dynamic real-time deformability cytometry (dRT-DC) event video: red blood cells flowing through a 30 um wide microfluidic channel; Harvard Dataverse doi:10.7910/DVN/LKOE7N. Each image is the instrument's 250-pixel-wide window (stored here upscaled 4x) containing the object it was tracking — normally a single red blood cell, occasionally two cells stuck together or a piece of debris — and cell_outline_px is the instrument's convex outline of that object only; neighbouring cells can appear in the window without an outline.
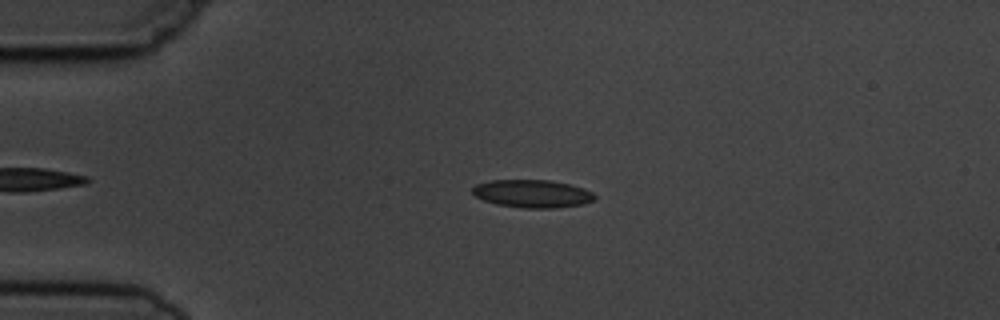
{"species": "common noctule bat (a hibernating species)", "species_latin": "Nyctalus noctula", "temperature_condition": "cold", "stored_images_in_passage": 5, "camera_frame_rate_fps": 3000, "um_per_image_px": 0.085, "animal": {"sex": "male", "body_mass_g": 19.5, "forearm_length_mm": 54.6}, "frame": {"image": 1, "passage_image": 3, "time_ms": 2.333, "image_size_px": [1000, 320], "cell_outline_px": [[596, 196], [592, 200], [584, 204], [556, 208], [520, 208], [496, 204], [484, 200], [476, 196], [472, 192], [472, 188], [476, 184], [492, 180], [548, 180], [568, 184], [584, 188], [592, 192]], "centroid_in_image_um": [45.24, 16.47], "position_along_channel_um": 39.8, "area_um2": 19.83}}
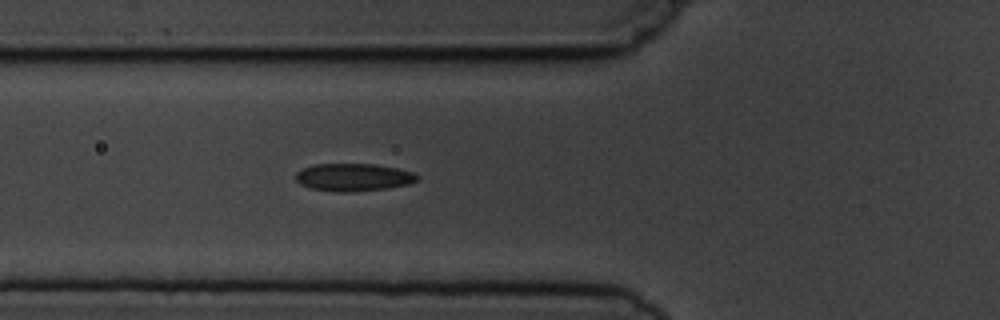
{"frame": {"image": 2, "passage_image": 5, "time_ms": 4.667, "image_size_px": [1000, 320], "cell_outline_px": [[420, 180], [408, 184], [388, 188], [352, 192], [340, 192], [308, 188], [300, 184], [296, 180], [296, 172], [312, 164], [376, 164], [396, 168], [412, 172], [420, 176]], "centroid_in_image_um": [30.05, 15.07], "position_along_channel_um": 95.8, "area_um2": 19.71}}